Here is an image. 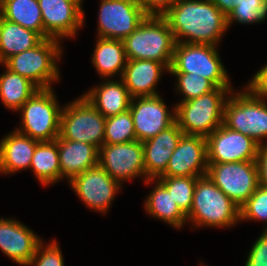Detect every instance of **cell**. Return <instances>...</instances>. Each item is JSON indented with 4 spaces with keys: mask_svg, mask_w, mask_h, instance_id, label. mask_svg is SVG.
Here are the masks:
<instances>
[{
    "mask_svg": "<svg viewBox=\"0 0 267 266\" xmlns=\"http://www.w3.org/2000/svg\"><path fill=\"white\" fill-rule=\"evenodd\" d=\"M162 16L177 43L217 45L228 29L227 17L211 0H177Z\"/></svg>",
    "mask_w": 267,
    "mask_h": 266,
    "instance_id": "obj_1",
    "label": "cell"
},
{
    "mask_svg": "<svg viewBox=\"0 0 267 266\" xmlns=\"http://www.w3.org/2000/svg\"><path fill=\"white\" fill-rule=\"evenodd\" d=\"M123 43L127 60H154L169 70L177 42L163 16L148 15Z\"/></svg>",
    "mask_w": 267,
    "mask_h": 266,
    "instance_id": "obj_2",
    "label": "cell"
},
{
    "mask_svg": "<svg viewBox=\"0 0 267 266\" xmlns=\"http://www.w3.org/2000/svg\"><path fill=\"white\" fill-rule=\"evenodd\" d=\"M231 87H216L213 91L180 102L175 106V122L188 135L207 138L224 120L225 95Z\"/></svg>",
    "mask_w": 267,
    "mask_h": 266,
    "instance_id": "obj_3",
    "label": "cell"
},
{
    "mask_svg": "<svg viewBox=\"0 0 267 266\" xmlns=\"http://www.w3.org/2000/svg\"><path fill=\"white\" fill-rule=\"evenodd\" d=\"M187 219L196 226L230 227L240 221V207L205 175L197 178Z\"/></svg>",
    "mask_w": 267,
    "mask_h": 266,
    "instance_id": "obj_4",
    "label": "cell"
},
{
    "mask_svg": "<svg viewBox=\"0 0 267 266\" xmlns=\"http://www.w3.org/2000/svg\"><path fill=\"white\" fill-rule=\"evenodd\" d=\"M58 39H43L37 46L8 58L4 64L11 72L28 78L39 89L51 88L59 80L56 60L60 58Z\"/></svg>",
    "mask_w": 267,
    "mask_h": 266,
    "instance_id": "obj_5",
    "label": "cell"
},
{
    "mask_svg": "<svg viewBox=\"0 0 267 266\" xmlns=\"http://www.w3.org/2000/svg\"><path fill=\"white\" fill-rule=\"evenodd\" d=\"M247 91L226 98L223 124L229 129L250 136L259 145L267 138V103L263 97Z\"/></svg>",
    "mask_w": 267,
    "mask_h": 266,
    "instance_id": "obj_6",
    "label": "cell"
},
{
    "mask_svg": "<svg viewBox=\"0 0 267 266\" xmlns=\"http://www.w3.org/2000/svg\"><path fill=\"white\" fill-rule=\"evenodd\" d=\"M53 90L38 89L19 109L22 128L17 132L38 141H54L59 136L62 109Z\"/></svg>",
    "mask_w": 267,
    "mask_h": 266,
    "instance_id": "obj_7",
    "label": "cell"
},
{
    "mask_svg": "<svg viewBox=\"0 0 267 266\" xmlns=\"http://www.w3.org/2000/svg\"><path fill=\"white\" fill-rule=\"evenodd\" d=\"M215 45L176 43L170 73H196L216 87H231Z\"/></svg>",
    "mask_w": 267,
    "mask_h": 266,
    "instance_id": "obj_8",
    "label": "cell"
},
{
    "mask_svg": "<svg viewBox=\"0 0 267 266\" xmlns=\"http://www.w3.org/2000/svg\"><path fill=\"white\" fill-rule=\"evenodd\" d=\"M106 118L83 95L62 109L59 137L94 145L104 144Z\"/></svg>",
    "mask_w": 267,
    "mask_h": 266,
    "instance_id": "obj_9",
    "label": "cell"
},
{
    "mask_svg": "<svg viewBox=\"0 0 267 266\" xmlns=\"http://www.w3.org/2000/svg\"><path fill=\"white\" fill-rule=\"evenodd\" d=\"M206 175L239 207L260 185L256 161L208 163Z\"/></svg>",
    "mask_w": 267,
    "mask_h": 266,
    "instance_id": "obj_10",
    "label": "cell"
},
{
    "mask_svg": "<svg viewBox=\"0 0 267 266\" xmlns=\"http://www.w3.org/2000/svg\"><path fill=\"white\" fill-rule=\"evenodd\" d=\"M147 16L137 0H101L98 36L124 40Z\"/></svg>",
    "mask_w": 267,
    "mask_h": 266,
    "instance_id": "obj_11",
    "label": "cell"
},
{
    "mask_svg": "<svg viewBox=\"0 0 267 266\" xmlns=\"http://www.w3.org/2000/svg\"><path fill=\"white\" fill-rule=\"evenodd\" d=\"M208 163L256 161L259 144L221 124L207 138Z\"/></svg>",
    "mask_w": 267,
    "mask_h": 266,
    "instance_id": "obj_12",
    "label": "cell"
},
{
    "mask_svg": "<svg viewBox=\"0 0 267 266\" xmlns=\"http://www.w3.org/2000/svg\"><path fill=\"white\" fill-rule=\"evenodd\" d=\"M98 164L115 180L145 175L143 145L135 140L122 144H103L99 148Z\"/></svg>",
    "mask_w": 267,
    "mask_h": 266,
    "instance_id": "obj_13",
    "label": "cell"
},
{
    "mask_svg": "<svg viewBox=\"0 0 267 266\" xmlns=\"http://www.w3.org/2000/svg\"><path fill=\"white\" fill-rule=\"evenodd\" d=\"M70 185L84 204L103 213L121 187L99 164L74 177Z\"/></svg>",
    "mask_w": 267,
    "mask_h": 266,
    "instance_id": "obj_14",
    "label": "cell"
},
{
    "mask_svg": "<svg viewBox=\"0 0 267 266\" xmlns=\"http://www.w3.org/2000/svg\"><path fill=\"white\" fill-rule=\"evenodd\" d=\"M207 168L206 138L183 134L161 177H201L206 175Z\"/></svg>",
    "mask_w": 267,
    "mask_h": 266,
    "instance_id": "obj_15",
    "label": "cell"
},
{
    "mask_svg": "<svg viewBox=\"0 0 267 266\" xmlns=\"http://www.w3.org/2000/svg\"><path fill=\"white\" fill-rule=\"evenodd\" d=\"M42 13L44 39L75 36L83 25L82 6L70 0H37Z\"/></svg>",
    "mask_w": 267,
    "mask_h": 266,
    "instance_id": "obj_16",
    "label": "cell"
},
{
    "mask_svg": "<svg viewBox=\"0 0 267 266\" xmlns=\"http://www.w3.org/2000/svg\"><path fill=\"white\" fill-rule=\"evenodd\" d=\"M135 99L131 98L129 110L133 119L136 140L143 142L152 138L175 122V112L170 114L159 95L138 97L137 102Z\"/></svg>",
    "mask_w": 267,
    "mask_h": 266,
    "instance_id": "obj_17",
    "label": "cell"
},
{
    "mask_svg": "<svg viewBox=\"0 0 267 266\" xmlns=\"http://www.w3.org/2000/svg\"><path fill=\"white\" fill-rule=\"evenodd\" d=\"M184 132L174 122L156 136L142 142L146 183L161 177L167 169L172 152L177 148Z\"/></svg>",
    "mask_w": 267,
    "mask_h": 266,
    "instance_id": "obj_18",
    "label": "cell"
},
{
    "mask_svg": "<svg viewBox=\"0 0 267 266\" xmlns=\"http://www.w3.org/2000/svg\"><path fill=\"white\" fill-rule=\"evenodd\" d=\"M32 230L12 219L0 218V249L19 265H27L41 243Z\"/></svg>",
    "mask_w": 267,
    "mask_h": 266,
    "instance_id": "obj_19",
    "label": "cell"
},
{
    "mask_svg": "<svg viewBox=\"0 0 267 266\" xmlns=\"http://www.w3.org/2000/svg\"><path fill=\"white\" fill-rule=\"evenodd\" d=\"M163 69L169 71L163 63L154 60H127L121 78L131 98L158 96L155 86Z\"/></svg>",
    "mask_w": 267,
    "mask_h": 266,
    "instance_id": "obj_20",
    "label": "cell"
},
{
    "mask_svg": "<svg viewBox=\"0 0 267 266\" xmlns=\"http://www.w3.org/2000/svg\"><path fill=\"white\" fill-rule=\"evenodd\" d=\"M55 141L59 153L61 178L66 176L70 182L80 173L98 165L99 150L94 145L66 140L59 136Z\"/></svg>",
    "mask_w": 267,
    "mask_h": 266,
    "instance_id": "obj_21",
    "label": "cell"
},
{
    "mask_svg": "<svg viewBox=\"0 0 267 266\" xmlns=\"http://www.w3.org/2000/svg\"><path fill=\"white\" fill-rule=\"evenodd\" d=\"M40 141L17 131L4 137L0 142V172L12 173L30 168L36 145Z\"/></svg>",
    "mask_w": 267,
    "mask_h": 266,
    "instance_id": "obj_22",
    "label": "cell"
},
{
    "mask_svg": "<svg viewBox=\"0 0 267 266\" xmlns=\"http://www.w3.org/2000/svg\"><path fill=\"white\" fill-rule=\"evenodd\" d=\"M83 96L105 118L127 111L131 102V96L122 79L120 82L109 80L102 83Z\"/></svg>",
    "mask_w": 267,
    "mask_h": 266,
    "instance_id": "obj_23",
    "label": "cell"
},
{
    "mask_svg": "<svg viewBox=\"0 0 267 266\" xmlns=\"http://www.w3.org/2000/svg\"><path fill=\"white\" fill-rule=\"evenodd\" d=\"M44 38L31 29L0 16V63L13 55L37 46Z\"/></svg>",
    "mask_w": 267,
    "mask_h": 266,
    "instance_id": "obj_24",
    "label": "cell"
},
{
    "mask_svg": "<svg viewBox=\"0 0 267 266\" xmlns=\"http://www.w3.org/2000/svg\"><path fill=\"white\" fill-rule=\"evenodd\" d=\"M93 65L103 77L123 74L127 63L123 40L98 38L94 54Z\"/></svg>",
    "mask_w": 267,
    "mask_h": 266,
    "instance_id": "obj_25",
    "label": "cell"
},
{
    "mask_svg": "<svg viewBox=\"0 0 267 266\" xmlns=\"http://www.w3.org/2000/svg\"><path fill=\"white\" fill-rule=\"evenodd\" d=\"M0 16L44 38L42 13L37 0H0Z\"/></svg>",
    "mask_w": 267,
    "mask_h": 266,
    "instance_id": "obj_26",
    "label": "cell"
},
{
    "mask_svg": "<svg viewBox=\"0 0 267 266\" xmlns=\"http://www.w3.org/2000/svg\"><path fill=\"white\" fill-rule=\"evenodd\" d=\"M30 169L43 184L49 185L61 179L57 142L40 141L34 150Z\"/></svg>",
    "mask_w": 267,
    "mask_h": 266,
    "instance_id": "obj_27",
    "label": "cell"
},
{
    "mask_svg": "<svg viewBox=\"0 0 267 266\" xmlns=\"http://www.w3.org/2000/svg\"><path fill=\"white\" fill-rule=\"evenodd\" d=\"M146 211L152 216L181 228L187 216L178 207L168 190L158 181L145 202Z\"/></svg>",
    "mask_w": 267,
    "mask_h": 266,
    "instance_id": "obj_28",
    "label": "cell"
},
{
    "mask_svg": "<svg viewBox=\"0 0 267 266\" xmlns=\"http://www.w3.org/2000/svg\"><path fill=\"white\" fill-rule=\"evenodd\" d=\"M38 89L28 78L9 69L0 76V97L9 109L19 110Z\"/></svg>",
    "mask_w": 267,
    "mask_h": 266,
    "instance_id": "obj_29",
    "label": "cell"
},
{
    "mask_svg": "<svg viewBox=\"0 0 267 266\" xmlns=\"http://www.w3.org/2000/svg\"><path fill=\"white\" fill-rule=\"evenodd\" d=\"M135 140V129L129 109L106 118L104 144H122Z\"/></svg>",
    "mask_w": 267,
    "mask_h": 266,
    "instance_id": "obj_30",
    "label": "cell"
},
{
    "mask_svg": "<svg viewBox=\"0 0 267 266\" xmlns=\"http://www.w3.org/2000/svg\"><path fill=\"white\" fill-rule=\"evenodd\" d=\"M198 177H159L181 211L187 216L192 207L193 193Z\"/></svg>",
    "mask_w": 267,
    "mask_h": 266,
    "instance_id": "obj_31",
    "label": "cell"
},
{
    "mask_svg": "<svg viewBox=\"0 0 267 266\" xmlns=\"http://www.w3.org/2000/svg\"><path fill=\"white\" fill-rule=\"evenodd\" d=\"M234 9L227 16L228 27L232 22L242 24L260 22L267 17V0H235Z\"/></svg>",
    "mask_w": 267,
    "mask_h": 266,
    "instance_id": "obj_32",
    "label": "cell"
},
{
    "mask_svg": "<svg viewBox=\"0 0 267 266\" xmlns=\"http://www.w3.org/2000/svg\"><path fill=\"white\" fill-rule=\"evenodd\" d=\"M177 77V90L184 98L180 102H185L201 95L213 91L216 86L207 78L196 75V73H171Z\"/></svg>",
    "mask_w": 267,
    "mask_h": 266,
    "instance_id": "obj_33",
    "label": "cell"
},
{
    "mask_svg": "<svg viewBox=\"0 0 267 266\" xmlns=\"http://www.w3.org/2000/svg\"><path fill=\"white\" fill-rule=\"evenodd\" d=\"M267 221V187L259 185L250 198L240 207V220ZM267 231V226L265 228Z\"/></svg>",
    "mask_w": 267,
    "mask_h": 266,
    "instance_id": "obj_34",
    "label": "cell"
},
{
    "mask_svg": "<svg viewBox=\"0 0 267 266\" xmlns=\"http://www.w3.org/2000/svg\"><path fill=\"white\" fill-rule=\"evenodd\" d=\"M42 245L43 242L38 245L35 255L27 264V266H64L63 256L61 254L60 248L57 246L56 241L48 244L44 250L42 248Z\"/></svg>",
    "mask_w": 267,
    "mask_h": 266,
    "instance_id": "obj_35",
    "label": "cell"
},
{
    "mask_svg": "<svg viewBox=\"0 0 267 266\" xmlns=\"http://www.w3.org/2000/svg\"><path fill=\"white\" fill-rule=\"evenodd\" d=\"M245 266H267V231L264 230L254 243Z\"/></svg>",
    "mask_w": 267,
    "mask_h": 266,
    "instance_id": "obj_36",
    "label": "cell"
},
{
    "mask_svg": "<svg viewBox=\"0 0 267 266\" xmlns=\"http://www.w3.org/2000/svg\"><path fill=\"white\" fill-rule=\"evenodd\" d=\"M177 0H137L147 15L162 16Z\"/></svg>",
    "mask_w": 267,
    "mask_h": 266,
    "instance_id": "obj_37",
    "label": "cell"
},
{
    "mask_svg": "<svg viewBox=\"0 0 267 266\" xmlns=\"http://www.w3.org/2000/svg\"><path fill=\"white\" fill-rule=\"evenodd\" d=\"M247 87L257 96L267 97V65L259 70Z\"/></svg>",
    "mask_w": 267,
    "mask_h": 266,
    "instance_id": "obj_38",
    "label": "cell"
},
{
    "mask_svg": "<svg viewBox=\"0 0 267 266\" xmlns=\"http://www.w3.org/2000/svg\"><path fill=\"white\" fill-rule=\"evenodd\" d=\"M256 163L258 167L259 184L267 187V144L259 146Z\"/></svg>",
    "mask_w": 267,
    "mask_h": 266,
    "instance_id": "obj_39",
    "label": "cell"
},
{
    "mask_svg": "<svg viewBox=\"0 0 267 266\" xmlns=\"http://www.w3.org/2000/svg\"><path fill=\"white\" fill-rule=\"evenodd\" d=\"M219 10L227 17L231 11L234 9L235 0H211Z\"/></svg>",
    "mask_w": 267,
    "mask_h": 266,
    "instance_id": "obj_40",
    "label": "cell"
},
{
    "mask_svg": "<svg viewBox=\"0 0 267 266\" xmlns=\"http://www.w3.org/2000/svg\"><path fill=\"white\" fill-rule=\"evenodd\" d=\"M70 1H73L74 3H77L81 6L83 0H70Z\"/></svg>",
    "mask_w": 267,
    "mask_h": 266,
    "instance_id": "obj_41",
    "label": "cell"
}]
</instances>
